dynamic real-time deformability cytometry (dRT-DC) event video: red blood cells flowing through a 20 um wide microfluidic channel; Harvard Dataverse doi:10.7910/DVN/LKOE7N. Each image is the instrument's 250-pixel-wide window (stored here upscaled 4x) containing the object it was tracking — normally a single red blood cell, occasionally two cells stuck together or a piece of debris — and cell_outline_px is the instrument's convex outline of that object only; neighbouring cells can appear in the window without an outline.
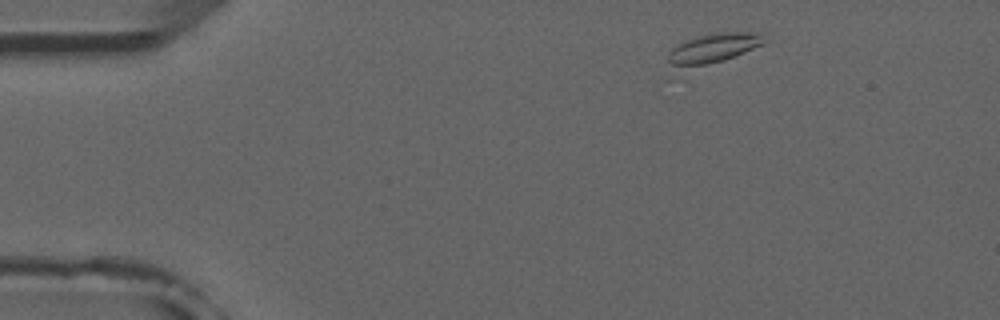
{"species": "common noctule bat (a hibernating species)", "species_latin": "Nyctalus noctula", "temperature_condition": "room temperature", "stored_images_in_passage": 3, "camera_frame_rate_fps": 3000, "um_per_image_px": 0.085, "animal": {"sex": "male", "forearm_length_mm": 52.5}, "frame": {"image": 1, "passage_image": 1, "time_ms": 0.0, "image_size_px": [1000, 320], "cell_outline_px": [[768, 40], [764, 44], [684, 80], [668, 80], [668, 52], [672, 48], [684, 40], [708, 32], [760, 32]], "centroid_in_image_um": [60.29, 4.41], "position_along_channel_um": 24.7, "area_um2": 20.69}}